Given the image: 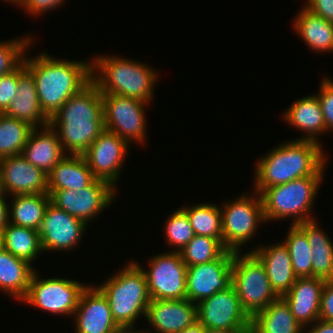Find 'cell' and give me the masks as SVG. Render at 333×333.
Returning a JSON list of instances; mask_svg holds the SVG:
<instances>
[{"label": "cell", "instance_id": "cell-24", "mask_svg": "<svg viewBox=\"0 0 333 333\" xmlns=\"http://www.w3.org/2000/svg\"><path fill=\"white\" fill-rule=\"evenodd\" d=\"M4 114L33 128L49 124L50 118L43 112L39 103L35 81L27 70L19 77L16 96Z\"/></svg>", "mask_w": 333, "mask_h": 333}, {"label": "cell", "instance_id": "cell-6", "mask_svg": "<svg viewBox=\"0 0 333 333\" xmlns=\"http://www.w3.org/2000/svg\"><path fill=\"white\" fill-rule=\"evenodd\" d=\"M324 176H307L266 188L260 195L267 221L292 218L291 225L315 220L313 205ZM315 199V200H314Z\"/></svg>", "mask_w": 333, "mask_h": 333}, {"label": "cell", "instance_id": "cell-25", "mask_svg": "<svg viewBox=\"0 0 333 333\" xmlns=\"http://www.w3.org/2000/svg\"><path fill=\"white\" fill-rule=\"evenodd\" d=\"M48 190H79L91 185L97 178L83 155H66L47 174Z\"/></svg>", "mask_w": 333, "mask_h": 333}, {"label": "cell", "instance_id": "cell-47", "mask_svg": "<svg viewBox=\"0 0 333 333\" xmlns=\"http://www.w3.org/2000/svg\"><path fill=\"white\" fill-rule=\"evenodd\" d=\"M6 192L4 190V186H3V179H2V172L0 169V197H6Z\"/></svg>", "mask_w": 333, "mask_h": 333}, {"label": "cell", "instance_id": "cell-50", "mask_svg": "<svg viewBox=\"0 0 333 333\" xmlns=\"http://www.w3.org/2000/svg\"><path fill=\"white\" fill-rule=\"evenodd\" d=\"M152 330L147 331V330H140V331H125L124 333H151Z\"/></svg>", "mask_w": 333, "mask_h": 333}, {"label": "cell", "instance_id": "cell-44", "mask_svg": "<svg viewBox=\"0 0 333 333\" xmlns=\"http://www.w3.org/2000/svg\"><path fill=\"white\" fill-rule=\"evenodd\" d=\"M7 197H0V232H3V229L9 223V204L6 201Z\"/></svg>", "mask_w": 333, "mask_h": 333}, {"label": "cell", "instance_id": "cell-17", "mask_svg": "<svg viewBox=\"0 0 333 333\" xmlns=\"http://www.w3.org/2000/svg\"><path fill=\"white\" fill-rule=\"evenodd\" d=\"M73 317L75 333L125 332L113 319L109 301L97 286L89 284L82 291Z\"/></svg>", "mask_w": 333, "mask_h": 333}, {"label": "cell", "instance_id": "cell-12", "mask_svg": "<svg viewBox=\"0 0 333 333\" xmlns=\"http://www.w3.org/2000/svg\"><path fill=\"white\" fill-rule=\"evenodd\" d=\"M109 182L96 179L79 190H48L51 203L87 225L116 199V190Z\"/></svg>", "mask_w": 333, "mask_h": 333}, {"label": "cell", "instance_id": "cell-32", "mask_svg": "<svg viewBox=\"0 0 333 333\" xmlns=\"http://www.w3.org/2000/svg\"><path fill=\"white\" fill-rule=\"evenodd\" d=\"M188 216L195 235L212 237L223 245L220 207L212 203H198L180 207Z\"/></svg>", "mask_w": 333, "mask_h": 333}, {"label": "cell", "instance_id": "cell-21", "mask_svg": "<svg viewBox=\"0 0 333 333\" xmlns=\"http://www.w3.org/2000/svg\"><path fill=\"white\" fill-rule=\"evenodd\" d=\"M265 266L268 279L275 293L282 297L293 286L296 280L294 275L291 256L284 242L273 245L256 246L251 250Z\"/></svg>", "mask_w": 333, "mask_h": 333}, {"label": "cell", "instance_id": "cell-35", "mask_svg": "<svg viewBox=\"0 0 333 333\" xmlns=\"http://www.w3.org/2000/svg\"><path fill=\"white\" fill-rule=\"evenodd\" d=\"M226 250L215 238L194 235L180 251V254L187 266H193L212 262L218 259Z\"/></svg>", "mask_w": 333, "mask_h": 333}, {"label": "cell", "instance_id": "cell-4", "mask_svg": "<svg viewBox=\"0 0 333 333\" xmlns=\"http://www.w3.org/2000/svg\"><path fill=\"white\" fill-rule=\"evenodd\" d=\"M157 77L153 67L132 58L99 54L91 59V78L102 94L126 96L150 104Z\"/></svg>", "mask_w": 333, "mask_h": 333}, {"label": "cell", "instance_id": "cell-1", "mask_svg": "<svg viewBox=\"0 0 333 333\" xmlns=\"http://www.w3.org/2000/svg\"><path fill=\"white\" fill-rule=\"evenodd\" d=\"M65 152L82 155L105 130L102 93L91 80L50 118Z\"/></svg>", "mask_w": 333, "mask_h": 333}, {"label": "cell", "instance_id": "cell-9", "mask_svg": "<svg viewBox=\"0 0 333 333\" xmlns=\"http://www.w3.org/2000/svg\"><path fill=\"white\" fill-rule=\"evenodd\" d=\"M34 271L28 292L21 301L56 315L72 316L78 306L82 291L88 284L67 278H40Z\"/></svg>", "mask_w": 333, "mask_h": 333}, {"label": "cell", "instance_id": "cell-27", "mask_svg": "<svg viewBox=\"0 0 333 333\" xmlns=\"http://www.w3.org/2000/svg\"><path fill=\"white\" fill-rule=\"evenodd\" d=\"M303 332L304 328L296 321L283 297H278L265 309L251 317L249 333Z\"/></svg>", "mask_w": 333, "mask_h": 333}, {"label": "cell", "instance_id": "cell-49", "mask_svg": "<svg viewBox=\"0 0 333 333\" xmlns=\"http://www.w3.org/2000/svg\"><path fill=\"white\" fill-rule=\"evenodd\" d=\"M4 250L3 234L0 232V252Z\"/></svg>", "mask_w": 333, "mask_h": 333}, {"label": "cell", "instance_id": "cell-43", "mask_svg": "<svg viewBox=\"0 0 333 333\" xmlns=\"http://www.w3.org/2000/svg\"><path fill=\"white\" fill-rule=\"evenodd\" d=\"M306 329H304V333H333V323L318 319Z\"/></svg>", "mask_w": 333, "mask_h": 333}, {"label": "cell", "instance_id": "cell-14", "mask_svg": "<svg viewBox=\"0 0 333 333\" xmlns=\"http://www.w3.org/2000/svg\"><path fill=\"white\" fill-rule=\"evenodd\" d=\"M129 147L127 141L105 129L82 155L97 179L116 188Z\"/></svg>", "mask_w": 333, "mask_h": 333}, {"label": "cell", "instance_id": "cell-15", "mask_svg": "<svg viewBox=\"0 0 333 333\" xmlns=\"http://www.w3.org/2000/svg\"><path fill=\"white\" fill-rule=\"evenodd\" d=\"M86 227L88 225L83 220L71 216L50 202L37 230L43 252L73 250L85 235Z\"/></svg>", "mask_w": 333, "mask_h": 333}, {"label": "cell", "instance_id": "cell-42", "mask_svg": "<svg viewBox=\"0 0 333 333\" xmlns=\"http://www.w3.org/2000/svg\"><path fill=\"white\" fill-rule=\"evenodd\" d=\"M305 2L302 6L306 9L329 22H333V0H305Z\"/></svg>", "mask_w": 333, "mask_h": 333}, {"label": "cell", "instance_id": "cell-45", "mask_svg": "<svg viewBox=\"0 0 333 333\" xmlns=\"http://www.w3.org/2000/svg\"><path fill=\"white\" fill-rule=\"evenodd\" d=\"M205 330L206 328L201 323L196 321L194 324L179 333H205Z\"/></svg>", "mask_w": 333, "mask_h": 333}, {"label": "cell", "instance_id": "cell-5", "mask_svg": "<svg viewBox=\"0 0 333 333\" xmlns=\"http://www.w3.org/2000/svg\"><path fill=\"white\" fill-rule=\"evenodd\" d=\"M97 285L109 301L113 319L124 331H139L134 324L146 318L151 301L147 280L142 268L135 261Z\"/></svg>", "mask_w": 333, "mask_h": 333}, {"label": "cell", "instance_id": "cell-22", "mask_svg": "<svg viewBox=\"0 0 333 333\" xmlns=\"http://www.w3.org/2000/svg\"><path fill=\"white\" fill-rule=\"evenodd\" d=\"M21 155L48 174L67 153L56 131L48 124L40 129H32Z\"/></svg>", "mask_w": 333, "mask_h": 333}, {"label": "cell", "instance_id": "cell-19", "mask_svg": "<svg viewBox=\"0 0 333 333\" xmlns=\"http://www.w3.org/2000/svg\"><path fill=\"white\" fill-rule=\"evenodd\" d=\"M145 320L154 333H179L197 321V304L187 298L151 300Z\"/></svg>", "mask_w": 333, "mask_h": 333}, {"label": "cell", "instance_id": "cell-37", "mask_svg": "<svg viewBox=\"0 0 333 333\" xmlns=\"http://www.w3.org/2000/svg\"><path fill=\"white\" fill-rule=\"evenodd\" d=\"M33 39L31 35H25L20 39L0 41V76L11 73L24 62L28 48L34 43Z\"/></svg>", "mask_w": 333, "mask_h": 333}, {"label": "cell", "instance_id": "cell-16", "mask_svg": "<svg viewBox=\"0 0 333 333\" xmlns=\"http://www.w3.org/2000/svg\"><path fill=\"white\" fill-rule=\"evenodd\" d=\"M233 255L234 251L226 250L212 262L187 266L186 298L197 304L231 287Z\"/></svg>", "mask_w": 333, "mask_h": 333}, {"label": "cell", "instance_id": "cell-13", "mask_svg": "<svg viewBox=\"0 0 333 333\" xmlns=\"http://www.w3.org/2000/svg\"><path fill=\"white\" fill-rule=\"evenodd\" d=\"M197 321L207 329L250 331L251 317L231 286L197 303Z\"/></svg>", "mask_w": 333, "mask_h": 333}, {"label": "cell", "instance_id": "cell-38", "mask_svg": "<svg viewBox=\"0 0 333 333\" xmlns=\"http://www.w3.org/2000/svg\"><path fill=\"white\" fill-rule=\"evenodd\" d=\"M26 71L23 62L9 74L0 76V113H4L17 93L18 79Z\"/></svg>", "mask_w": 333, "mask_h": 333}, {"label": "cell", "instance_id": "cell-23", "mask_svg": "<svg viewBox=\"0 0 333 333\" xmlns=\"http://www.w3.org/2000/svg\"><path fill=\"white\" fill-rule=\"evenodd\" d=\"M316 94L298 98L283 112L282 117L288 125L301 132L303 131V136L296 140L313 141L321 144L319 136L326 133V127Z\"/></svg>", "mask_w": 333, "mask_h": 333}, {"label": "cell", "instance_id": "cell-11", "mask_svg": "<svg viewBox=\"0 0 333 333\" xmlns=\"http://www.w3.org/2000/svg\"><path fill=\"white\" fill-rule=\"evenodd\" d=\"M148 261L147 269L137 264L145 273L151 300L186 299L187 265L180 252L165 251Z\"/></svg>", "mask_w": 333, "mask_h": 333}, {"label": "cell", "instance_id": "cell-36", "mask_svg": "<svg viewBox=\"0 0 333 333\" xmlns=\"http://www.w3.org/2000/svg\"><path fill=\"white\" fill-rule=\"evenodd\" d=\"M164 235L171 251L180 252L194 237V231L187 214L179 207L172 212L164 225Z\"/></svg>", "mask_w": 333, "mask_h": 333}, {"label": "cell", "instance_id": "cell-39", "mask_svg": "<svg viewBox=\"0 0 333 333\" xmlns=\"http://www.w3.org/2000/svg\"><path fill=\"white\" fill-rule=\"evenodd\" d=\"M320 83V91L316 96L322 109L326 132H333V80L330 76H324Z\"/></svg>", "mask_w": 333, "mask_h": 333}, {"label": "cell", "instance_id": "cell-31", "mask_svg": "<svg viewBox=\"0 0 333 333\" xmlns=\"http://www.w3.org/2000/svg\"><path fill=\"white\" fill-rule=\"evenodd\" d=\"M2 234L4 249L30 264L43 253L37 230L8 223Z\"/></svg>", "mask_w": 333, "mask_h": 333}, {"label": "cell", "instance_id": "cell-30", "mask_svg": "<svg viewBox=\"0 0 333 333\" xmlns=\"http://www.w3.org/2000/svg\"><path fill=\"white\" fill-rule=\"evenodd\" d=\"M50 202L48 193L13 195L9 205V223L38 230Z\"/></svg>", "mask_w": 333, "mask_h": 333}, {"label": "cell", "instance_id": "cell-28", "mask_svg": "<svg viewBox=\"0 0 333 333\" xmlns=\"http://www.w3.org/2000/svg\"><path fill=\"white\" fill-rule=\"evenodd\" d=\"M36 268L5 249L0 252V290L20 302L25 298Z\"/></svg>", "mask_w": 333, "mask_h": 333}, {"label": "cell", "instance_id": "cell-26", "mask_svg": "<svg viewBox=\"0 0 333 333\" xmlns=\"http://www.w3.org/2000/svg\"><path fill=\"white\" fill-rule=\"evenodd\" d=\"M293 28L309 49L323 54L333 52V22L303 6L295 16Z\"/></svg>", "mask_w": 333, "mask_h": 333}, {"label": "cell", "instance_id": "cell-18", "mask_svg": "<svg viewBox=\"0 0 333 333\" xmlns=\"http://www.w3.org/2000/svg\"><path fill=\"white\" fill-rule=\"evenodd\" d=\"M0 169L8 197L48 193V175L21 154L0 159Z\"/></svg>", "mask_w": 333, "mask_h": 333}, {"label": "cell", "instance_id": "cell-29", "mask_svg": "<svg viewBox=\"0 0 333 333\" xmlns=\"http://www.w3.org/2000/svg\"><path fill=\"white\" fill-rule=\"evenodd\" d=\"M297 226L306 234L312 248V277L333 279V241L322 230L317 220L303 222Z\"/></svg>", "mask_w": 333, "mask_h": 333}, {"label": "cell", "instance_id": "cell-10", "mask_svg": "<svg viewBox=\"0 0 333 333\" xmlns=\"http://www.w3.org/2000/svg\"><path fill=\"white\" fill-rule=\"evenodd\" d=\"M104 128L127 141L142 145L146 140L145 105L149 103L121 95L102 94Z\"/></svg>", "mask_w": 333, "mask_h": 333}, {"label": "cell", "instance_id": "cell-33", "mask_svg": "<svg viewBox=\"0 0 333 333\" xmlns=\"http://www.w3.org/2000/svg\"><path fill=\"white\" fill-rule=\"evenodd\" d=\"M283 242L291 256L294 275L297 278L312 277V248L306 234L297 226L291 225Z\"/></svg>", "mask_w": 333, "mask_h": 333}, {"label": "cell", "instance_id": "cell-2", "mask_svg": "<svg viewBox=\"0 0 333 333\" xmlns=\"http://www.w3.org/2000/svg\"><path fill=\"white\" fill-rule=\"evenodd\" d=\"M322 144L313 141L284 142L258 159L254 171L253 191L285 184L307 176H325L327 155Z\"/></svg>", "mask_w": 333, "mask_h": 333}, {"label": "cell", "instance_id": "cell-40", "mask_svg": "<svg viewBox=\"0 0 333 333\" xmlns=\"http://www.w3.org/2000/svg\"><path fill=\"white\" fill-rule=\"evenodd\" d=\"M66 0H23L19 7L30 15L41 16L45 12H50L56 8H60Z\"/></svg>", "mask_w": 333, "mask_h": 333}, {"label": "cell", "instance_id": "cell-46", "mask_svg": "<svg viewBox=\"0 0 333 333\" xmlns=\"http://www.w3.org/2000/svg\"><path fill=\"white\" fill-rule=\"evenodd\" d=\"M250 331H225V330H218V329H207L205 333H249Z\"/></svg>", "mask_w": 333, "mask_h": 333}, {"label": "cell", "instance_id": "cell-8", "mask_svg": "<svg viewBox=\"0 0 333 333\" xmlns=\"http://www.w3.org/2000/svg\"><path fill=\"white\" fill-rule=\"evenodd\" d=\"M251 193L255 194L243 193L234 201L219 205L222 206L223 246L227 250L240 252L241 247L255 236L259 224L266 222L261 195Z\"/></svg>", "mask_w": 333, "mask_h": 333}, {"label": "cell", "instance_id": "cell-41", "mask_svg": "<svg viewBox=\"0 0 333 333\" xmlns=\"http://www.w3.org/2000/svg\"><path fill=\"white\" fill-rule=\"evenodd\" d=\"M319 319L333 323V279L326 280L321 294Z\"/></svg>", "mask_w": 333, "mask_h": 333}, {"label": "cell", "instance_id": "cell-34", "mask_svg": "<svg viewBox=\"0 0 333 333\" xmlns=\"http://www.w3.org/2000/svg\"><path fill=\"white\" fill-rule=\"evenodd\" d=\"M33 127L0 113V159L20 155Z\"/></svg>", "mask_w": 333, "mask_h": 333}, {"label": "cell", "instance_id": "cell-48", "mask_svg": "<svg viewBox=\"0 0 333 333\" xmlns=\"http://www.w3.org/2000/svg\"><path fill=\"white\" fill-rule=\"evenodd\" d=\"M5 2H9L12 5L15 4V6H19V4L23 1V0H4Z\"/></svg>", "mask_w": 333, "mask_h": 333}, {"label": "cell", "instance_id": "cell-7", "mask_svg": "<svg viewBox=\"0 0 333 333\" xmlns=\"http://www.w3.org/2000/svg\"><path fill=\"white\" fill-rule=\"evenodd\" d=\"M234 252L232 286L242 307L252 317L279 296L272 289L265 266L252 252Z\"/></svg>", "mask_w": 333, "mask_h": 333}, {"label": "cell", "instance_id": "cell-3", "mask_svg": "<svg viewBox=\"0 0 333 333\" xmlns=\"http://www.w3.org/2000/svg\"><path fill=\"white\" fill-rule=\"evenodd\" d=\"M26 55V70L35 81L40 106L49 118L92 80L90 60L57 59L47 52L32 58Z\"/></svg>", "mask_w": 333, "mask_h": 333}, {"label": "cell", "instance_id": "cell-20", "mask_svg": "<svg viewBox=\"0 0 333 333\" xmlns=\"http://www.w3.org/2000/svg\"><path fill=\"white\" fill-rule=\"evenodd\" d=\"M325 281L319 277L296 278L290 290L282 296L296 321L304 329L319 319L321 294Z\"/></svg>", "mask_w": 333, "mask_h": 333}]
</instances>
